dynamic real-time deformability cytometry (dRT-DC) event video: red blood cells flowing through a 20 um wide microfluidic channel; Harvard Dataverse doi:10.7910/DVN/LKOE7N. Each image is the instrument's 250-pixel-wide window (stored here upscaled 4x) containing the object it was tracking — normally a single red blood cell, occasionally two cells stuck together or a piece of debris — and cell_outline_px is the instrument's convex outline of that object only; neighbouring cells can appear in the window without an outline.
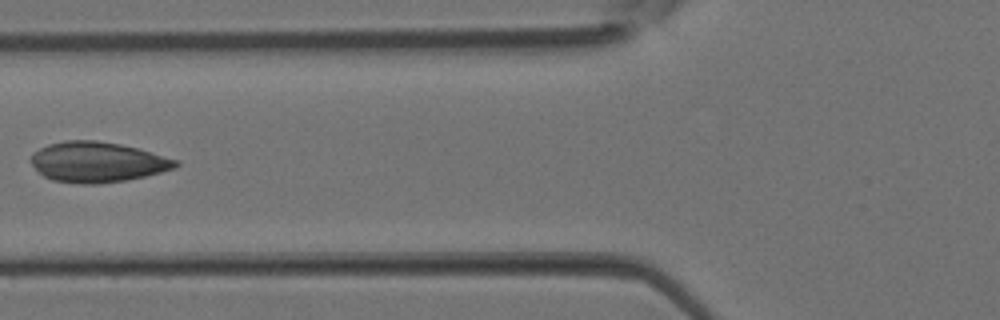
{"species": "Egyptian fruit bat (a non-hibernating species)", "species_latin": "Rousettus aegyptiacus", "temperature_condition": "room temperature", "stored_images_in_passage": 5, "camera_frame_rate_fps": 3000, "um_per_image_px": 0.085, "animal": {"sex": "female"}, "frame": {"image": 1, "passage_image": 5, "time_ms": 1.333, "image_size_px": [1000, 320], "cell_outline_px": [[180, 164], [176, 168], [128, 180], [96, 184], [84, 184], [52, 180], [44, 176], [28, 160], [32, 152], [48, 144], [64, 140], [96, 140], [120, 144], [152, 152], [180, 160]], "centroid_in_image_um": [8.28, 13.77], "position_along_channel_um": 117.5, "area_um2": 34.16}}